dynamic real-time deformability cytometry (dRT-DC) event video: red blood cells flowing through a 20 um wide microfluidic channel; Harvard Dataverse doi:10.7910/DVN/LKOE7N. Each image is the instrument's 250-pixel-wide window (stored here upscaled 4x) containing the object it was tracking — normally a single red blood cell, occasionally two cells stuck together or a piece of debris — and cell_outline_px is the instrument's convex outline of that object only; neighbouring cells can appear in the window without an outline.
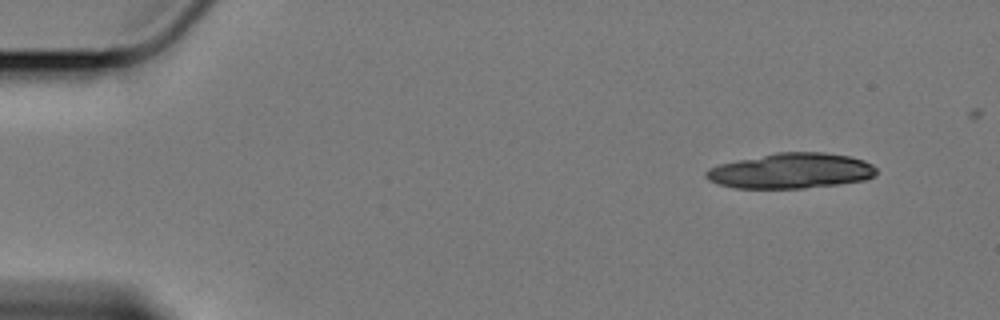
{"species": "Egyptian fruit bat (a non-hibernating species)", "species_latin": "Rousettus aegyptiacus", "temperature_condition": "cold", "stored_images_in_passage": 12, "camera_frame_rate_fps": 3000, "um_per_image_px": 0.085, "animal": {"sex": "female"}, "frame": {"image": 1, "passage_image": 1, "time_ms": 0.0, "image_size_px": [1000, 320], "cell_outline_px": [[876, 172], [872, 176], [864, 180], [836, 184], [804, 188], [736, 188], [720, 184], [708, 180], [704, 176], [704, 172], [708, 168], [720, 164], [776, 152], [824, 152], [848, 156], [864, 160], [872, 164], [876, 168]], "centroid_in_image_um": [67.22, 14.52], "position_along_channel_um": 17.8, "area_um2": 34.85}}